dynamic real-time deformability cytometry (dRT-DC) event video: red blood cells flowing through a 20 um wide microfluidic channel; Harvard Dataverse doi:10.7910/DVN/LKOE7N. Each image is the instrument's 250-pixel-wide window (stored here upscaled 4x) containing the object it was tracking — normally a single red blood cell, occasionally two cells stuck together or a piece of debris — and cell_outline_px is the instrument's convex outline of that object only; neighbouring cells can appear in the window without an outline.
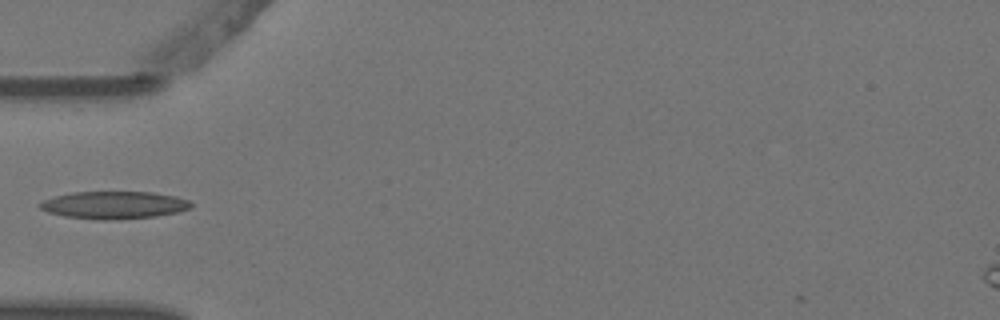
{"species": "Egyptian fruit bat (a non-hibernating species)", "species_latin": "Rousettus aegyptiacus", "temperature_condition": "warm", "stored_images_in_passage": 4, "camera_frame_rate_fps": 3000, "um_per_image_px": 0.085, "animal": {"sex": "female"}, "frame": {"image": 1, "passage_image": 4, "time_ms": 1.0, "image_size_px": [1000, 320], "cell_outline_px": [[192, 204], [188, 208], [176, 212], [156, 216], [112, 220], [104, 220], [64, 216], [48, 212], [40, 208], [36, 204], [44, 200], [56, 196], [72, 192], [152, 192], [176, 196], [188, 200]], "centroid_in_image_um": [9.66, 17.42], "position_along_channel_um": 75.3, "area_um2": 24.04}}